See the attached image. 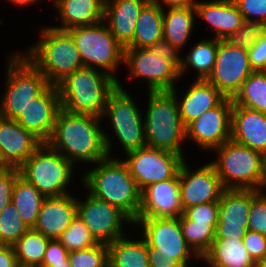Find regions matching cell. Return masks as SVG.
Masks as SVG:
<instances>
[{"instance_id": "cell-1", "label": "cell", "mask_w": 266, "mask_h": 267, "mask_svg": "<svg viewBox=\"0 0 266 267\" xmlns=\"http://www.w3.org/2000/svg\"><path fill=\"white\" fill-rule=\"evenodd\" d=\"M103 118L59 110L53 133L46 142L73 165L76 161L97 163L111 157L109 135L100 127Z\"/></svg>"}, {"instance_id": "cell-2", "label": "cell", "mask_w": 266, "mask_h": 267, "mask_svg": "<svg viewBox=\"0 0 266 267\" xmlns=\"http://www.w3.org/2000/svg\"><path fill=\"white\" fill-rule=\"evenodd\" d=\"M84 188L96 198L119 208L134 223L141 205V191L120 158L107 157L82 176Z\"/></svg>"}, {"instance_id": "cell-3", "label": "cell", "mask_w": 266, "mask_h": 267, "mask_svg": "<svg viewBox=\"0 0 266 267\" xmlns=\"http://www.w3.org/2000/svg\"><path fill=\"white\" fill-rule=\"evenodd\" d=\"M117 86L118 79L105 71L82 67L57 84L61 108L102 118L107 100Z\"/></svg>"}, {"instance_id": "cell-4", "label": "cell", "mask_w": 266, "mask_h": 267, "mask_svg": "<svg viewBox=\"0 0 266 267\" xmlns=\"http://www.w3.org/2000/svg\"><path fill=\"white\" fill-rule=\"evenodd\" d=\"M149 100L143 122L147 147L180 154L186 140V126L179 114L176 95L172 91H148Z\"/></svg>"}, {"instance_id": "cell-5", "label": "cell", "mask_w": 266, "mask_h": 267, "mask_svg": "<svg viewBox=\"0 0 266 267\" xmlns=\"http://www.w3.org/2000/svg\"><path fill=\"white\" fill-rule=\"evenodd\" d=\"M40 33L41 40L30 47L25 56L50 84L57 85L67 75L84 67L75 41L68 31L49 26Z\"/></svg>"}, {"instance_id": "cell-6", "label": "cell", "mask_w": 266, "mask_h": 267, "mask_svg": "<svg viewBox=\"0 0 266 267\" xmlns=\"http://www.w3.org/2000/svg\"><path fill=\"white\" fill-rule=\"evenodd\" d=\"M214 151L218 156L211 163L225 189L265 190L262 153L232 139Z\"/></svg>"}, {"instance_id": "cell-7", "label": "cell", "mask_w": 266, "mask_h": 267, "mask_svg": "<svg viewBox=\"0 0 266 267\" xmlns=\"http://www.w3.org/2000/svg\"><path fill=\"white\" fill-rule=\"evenodd\" d=\"M19 54L12 53L7 61V86L0 104V116L14 120L50 85L44 74Z\"/></svg>"}, {"instance_id": "cell-8", "label": "cell", "mask_w": 266, "mask_h": 267, "mask_svg": "<svg viewBox=\"0 0 266 267\" xmlns=\"http://www.w3.org/2000/svg\"><path fill=\"white\" fill-rule=\"evenodd\" d=\"M179 56L164 45L150 48H125L124 64L130 77L146 80L148 91H171L180 78Z\"/></svg>"}, {"instance_id": "cell-9", "label": "cell", "mask_w": 266, "mask_h": 267, "mask_svg": "<svg viewBox=\"0 0 266 267\" xmlns=\"http://www.w3.org/2000/svg\"><path fill=\"white\" fill-rule=\"evenodd\" d=\"M73 164L61 153L42 143L18 168L20 176L32 184L44 197L69 194Z\"/></svg>"}, {"instance_id": "cell-10", "label": "cell", "mask_w": 266, "mask_h": 267, "mask_svg": "<svg viewBox=\"0 0 266 267\" xmlns=\"http://www.w3.org/2000/svg\"><path fill=\"white\" fill-rule=\"evenodd\" d=\"M68 32L75 41L84 67L102 68L116 78V69L124 63L125 48L116 41L104 21L75 27Z\"/></svg>"}, {"instance_id": "cell-11", "label": "cell", "mask_w": 266, "mask_h": 267, "mask_svg": "<svg viewBox=\"0 0 266 267\" xmlns=\"http://www.w3.org/2000/svg\"><path fill=\"white\" fill-rule=\"evenodd\" d=\"M110 119L114 137L120 141L125 153L147 146L143 132V116L131 95L118 80L117 88L110 94L102 118Z\"/></svg>"}, {"instance_id": "cell-12", "label": "cell", "mask_w": 266, "mask_h": 267, "mask_svg": "<svg viewBox=\"0 0 266 267\" xmlns=\"http://www.w3.org/2000/svg\"><path fill=\"white\" fill-rule=\"evenodd\" d=\"M126 157L123 162L140 191L150 184L173 178L185 160L180 154L147 146L127 153Z\"/></svg>"}, {"instance_id": "cell-13", "label": "cell", "mask_w": 266, "mask_h": 267, "mask_svg": "<svg viewBox=\"0 0 266 267\" xmlns=\"http://www.w3.org/2000/svg\"><path fill=\"white\" fill-rule=\"evenodd\" d=\"M253 72L248 50L217 39V54L211 74L206 79L224 97L233 98Z\"/></svg>"}, {"instance_id": "cell-14", "label": "cell", "mask_w": 266, "mask_h": 267, "mask_svg": "<svg viewBox=\"0 0 266 267\" xmlns=\"http://www.w3.org/2000/svg\"><path fill=\"white\" fill-rule=\"evenodd\" d=\"M141 227L147 247H156L160 255L173 256L183 267L190 258L201 259L187 244L178 218H137L133 223Z\"/></svg>"}, {"instance_id": "cell-15", "label": "cell", "mask_w": 266, "mask_h": 267, "mask_svg": "<svg viewBox=\"0 0 266 267\" xmlns=\"http://www.w3.org/2000/svg\"><path fill=\"white\" fill-rule=\"evenodd\" d=\"M77 215L98 243L109 244L125 236L123 222L128 225L132 220L119 208L100 200L87 192L85 201L77 199Z\"/></svg>"}, {"instance_id": "cell-16", "label": "cell", "mask_w": 266, "mask_h": 267, "mask_svg": "<svg viewBox=\"0 0 266 267\" xmlns=\"http://www.w3.org/2000/svg\"><path fill=\"white\" fill-rule=\"evenodd\" d=\"M232 98L225 97L216 107L207 110L186 126L190 139L203 150H215L231 139Z\"/></svg>"}, {"instance_id": "cell-17", "label": "cell", "mask_w": 266, "mask_h": 267, "mask_svg": "<svg viewBox=\"0 0 266 267\" xmlns=\"http://www.w3.org/2000/svg\"><path fill=\"white\" fill-rule=\"evenodd\" d=\"M179 186L183 210L202 203L219 202L225 190L211 161L194 171L184 160L179 168Z\"/></svg>"}, {"instance_id": "cell-18", "label": "cell", "mask_w": 266, "mask_h": 267, "mask_svg": "<svg viewBox=\"0 0 266 267\" xmlns=\"http://www.w3.org/2000/svg\"><path fill=\"white\" fill-rule=\"evenodd\" d=\"M259 190L225 189L219 200L215 239H243L248 230L251 200Z\"/></svg>"}, {"instance_id": "cell-19", "label": "cell", "mask_w": 266, "mask_h": 267, "mask_svg": "<svg viewBox=\"0 0 266 267\" xmlns=\"http://www.w3.org/2000/svg\"><path fill=\"white\" fill-rule=\"evenodd\" d=\"M61 101L57 85L50 84L25 108L16 121L46 143L54 130Z\"/></svg>"}, {"instance_id": "cell-20", "label": "cell", "mask_w": 266, "mask_h": 267, "mask_svg": "<svg viewBox=\"0 0 266 267\" xmlns=\"http://www.w3.org/2000/svg\"><path fill=\"white\" fill-rule=\"evenodd\" d=\"M182 214L179 171L173 178L150 184L141 191L137 218H178Z\"/></svg>"}, {"instance_id": "cell-21", "label": "cell", "mask_w": 266, "mask_h": 267, "mask_svg": "<svg viewBox=\"0 0 266 267\" xmlns=\"http://www.w3.org/2000/svg\"><path fill=\"white\" fill-rule=\"evenodd\" d=\"M43 142L16 120L0 116V168H19Z\"/></svg>"}, {"instance_id": "cell-22", "label": "cell", "mask_w": 266, "mask_h": 267, "mask_svg": "<svg viewBox=\"0 0 266 267\" xmlns=\"http://www.w3.org/2000/svg\"><path fill=\"white\" fill-rule=\"evenodd\" d=\"M77 215V198L70 193L45 197L37 217L35 230L49 239H58Z\"/></svg>"}, {"instance_id": "cell-23", "label": "cell", "mask_w": 266, "mask_h": 267, "mask_svg": "<svg viewBox=\"0 0 266 267\" xmlns=\"http://www.w3.org/2000/svg\"><path fill=\"white\" fill-rule=\"evenodd\" d=\"M150 0H107L104 19L106 26L124 48L128 47L135 33L138 16Z\"/></svg>"}, {"instance_id": "cell-24", "label": "cell", "mask_w": 266, "mask_h": 267, "mask_svg": "<svg viewBox=\"0 0 266 267\" xmlns=\"http://www.w3.org/2000/svg\"><path fill=\"white\" fill-rule=\"evenodd\" d=\"M231 139L262 154L265 153L266 114L233 104Z\"/></svg>"}, {"instance_id": "cell-25", "label": "cell", "mask_w": 266, "mask_h": 267, "mask_svg": "<svg viewBox=\"0 0 266 267\" xmlns=\"http://www.w3.org/2000/svg\"><path fill=\"white\" fill-rule=\"evenodd\" d=\"M196 16L214 29L215 39L225 40L245 21L233 0L196 1Z\"/></svg>"}, {"instance_id": "cell-26", "label": "cell", "mask_w": 266, "mask_h": 267, "mask_svg": "<svg viewBox=\"0 0 266 267\" xmlns=\"http://www.w3.org/2000/svg\"><path fill=\"white\" fill-rule=\"evenodd\" d=\"M177 99L179 114L185 126L207 110L216 107L225 97L206 79H196L178 101L176 87L171 90Z\"/></svg>"}, {"instance_id": "cell-27", "label": "cell", "mask_w": 266, "mask_h": 267, "mask_svg": "<svg viewBox=\"0 0 266 267\" xmlns=\"http://www.w3.org/2000/svg\"><path fill=\"white\" fill-rule=\"evenodd\" d=\"M62 26L53 28L68 31L75 27L92 25L104 19V0H53Z\"/></svg>"}, {"instance_id": "cell-28", "label": "cell", "mask_w": 266, "mask_h": 267, "mask_svg": "<svg viewBox=\"0 0 266 267\" xmlns=\"http://www.w3.org/2000/svg\"><path fill=\"white\" fill-rule=\"evenodd\" d=\"M163 8V43L165 47L179 55L181 47L191 37L196 10L194 6ZM184 46V47H183Z\"/></svg>"}, {"instance_id": "cell-29", "label": "cell", "mask_w": 266, "mask_h": 267, "mask_svg": "<svg viewBox=\"0 0 266 267\" xmlns=\"http://www.w3.org/2000/svg\"><path fill=\"white\" fill-rule=\"evenodd\" d=\"M163 43V9L151 0L136 21L132 43L126 48H150Z\"/></svg>"}, {"instance_id": "cell-30", "label": "cell", "mask_w": 266, "mask_h": 267, "mask_svg": "<svg viewBox=\"0 0 266 267\" xmlns=\"http://www.w3.org/2000/svg\"><path fill=\"white\" fill-rule=\"evenodd\" d=\"M210 267H255L243 239H214L210 249L200 259Z\"/></svg>"}, {"instance_id": "cell-31", "label": "cell", "mask_w": 266, "mask_h": 267, "mask_svg": "<svg viewBox=\"0 0 266 267\" xmlns=\"http://www.w3.org/2000/svg\"><path fill=\"white\" fill-rule=\"evenodd\" d=\"M108 261L109 267H149L147 243L123 236L108 244Z\"/></svg>"}, {"instance_id": "cell-32", "label": "cell", "mask_w": 266, "mask_h": 267, "mask_svg": "<svg viewBox=\"0 0 266 267\" xmlns=\"http://www.w3.org/2000/svg\"><path fill=\"white\" fill-rule=\"evenodd\" d=\"M44 196L20 175L16 178L12 202L18 209L22 220L29 228H33L37 221Z\"/></svg>"}, {"instance_id": "cell-33", "label": "cell", "mask_w": 266, "mask_h": 267, "mask_svg": "<svg viewBox=\"0 0 266 267\" xmlns=\"http://www.w3.org/2000/svg\"><path fill=\"white\" fill-rule=\"evenodd\" d=\"M217 54V39H202L190 49L185 58L179 56L180 76L185 70L193 68L197 71V79H207L211 74Z\"/></svg>"}, {"instance_id": "cell-34", "label": "cell", "mask_w": 266, "mask_h": 267, "mask_svg": "<svg viewBox=\"0 0 266 267\" xmlns=\"http://www.w3.org/2000/svg\"><path fill=\"white\" fill-rule=\"evenodd\" d=\"M50 240L34 228H29L12 245L19 267H41Z\"/></svg>"}, {"instance_id": "cell-35", "label": "cell", "mask_w": 266, "mask_h": 267, "mask_svg": "<svg viewBox=\"0 0 266 267\" xmlns=\"http://www.w3.org/2000/svg\"><path fill=\"white\" fill-rule=\"evenodd\" d=\"M232 100L233 104L266 114V71H253Z\"/></svg>"}, {"instance_id": "cell-36", "label": "cell", "mask_w": 266, "mask_h": 267, "mask_svg": "<svg viewBox=\"0 0 266 267\" xmlns=\"http://www.w3.org/2000/svg\"><path fill=\"white\" fill-rule=\"evenodd\" d=\"M179 222L187 244L202 258L215 239L217 224L201 223L190 219H179Z\"/></svg>"}, {"instance_id": "cell-37", "label": "cell", "mask_w": 266, "mask_h": 267, "mask_svg": "<svg viewBox=\"0 0 266 267\" xmlns=\"http://www.w3.org/2000/svg\"><path fill=\"white\" fill-rule=\"evenodd\" d=\"M28 229L18 209L10 202L0 213V243L12 246Z\"/></svg>"}, {"instance_id": "cell-38", "label": "cell", "mask_w": 266, "mask_h": 267, "mask_svg": "<svg viewBox=\"0 0 266 267\" xmlns=\"http://www.w3.org/2000/svg\"><path fill=\"white\" fill-rule=\"evenodd\" d=\"M58 241L69 252L91 248L98 244L78 215H76L70 226L61 234Z\"/></svg>"}, {"instance_id": "cell-39", "label": "cell", "mask_w": 266, "mask_h": 267, "mask_svg": "<svg viewBox=\"0 0 266 267\" xmlns=\"http://www.w3.org/2000/svg\"><path fill=\"white\" fill-rule=\"evenodd\" d=\"M71 267H109L108 245L98 243L97 245L68 253Z\"/></svg>"}, {"instance_id": "cell-40", "label": "cell", "mask_w": 266, "mask_h": 267, "mask_svg": "<svg viewBox=\"0 0 266 267\" xmlns=\"http://www.w3.org/2000/svg\"><path fill=\"white\" fill-rule=\"evenodd\" d=\"M265 29V24L244 22L225 40L233 46H239L248 50L260 39Z\"/></svg>"}, {"instance_id": "cell-41", "label": "cell", "mask_w": 266, "mask_h": 267, "mask_svg": "<svg viewBox=\"0 0 266 267\" xmlns=\"http://www.w3.org/2000/svg\"><path fill=\"white\" fill-rule=\"evenodd\" d=\"M248 230L266 236V193L263 190L251 200Z\"/></svg>"}, {"instance_id": "cell-42", "label": "cell", "mask_w": 266, "mask_h": 267, "mask_svg": "<svg viewBox=\"0 0 266 267\" xmlns=\"http://www.w3.org/2000/svg\"><path fill=\"white\" fill-rule=\"evenodd\" d=\"M218 215L219 202H210L185 208L179 219H190L201 223L217 224Z\"/></svg>"}, {"instance_id": "cell-43", "label": "cell", "mask_w": 266, "mask_h": 267, "mask_svg": "<svg viewBox=\"0 0 266 267\" xmlns=\"http://www.w3.org/2000/svg\"><path fill=\"white\" fill-rule=\"evenodd\" d=\"M245 22L266 25V0H233Z\"/></svg>"}, {"instance_id": "cell-44", "label": "cell", "mask_w": 266, "mask_h": 267, "mask_svg": "<svg viewBox=\"0 0 266 267\" xmlns=\"http://www.w3.org/2000/svg\"><path fill=\"white\" fill-rule=\"evenodd\" d=\"M19 175L17 168H0V213L12 202L13 187Z\"/></svg>"}, {"instance_id": "cell-45", "label": "cell", "mask_w": 266, "mask_h": 267, "mask_svg": "<svg viewBox=\"0 0 266 267\" xmlns=\"http://www.w3.org/2000/svg\"><path fill=\"white\" fill-rule=\"evenodd\" d=\"M243 242L255 263L266 256V236L247 230Z\"/></svg>"}, {"instance_id": "cell-46", "label": "cell", "mask_w": 266, "mask_h": 267, "mask_svg": "<svg viewBox=\"0 0 266 267\" xmlns=\"http://www.w3.org/2000/svg\"><path fill=\"white\" fill-rule=\"evenodd\" d=\"M248 55L253 71H266V29L260 39L248 49Z\"/></svg>"}, {"instance_id": "cell-47", "label": "cell", "mask_w": 266, "mask_h": 267, "mask_svg": "<svg viewBox=\"0 0 266 267\" xmlns=\"http://www.w3.org/2000/svg\"><path fill=\"white\" fill-rule=\"evenodd\" d=\"M149 267H183L173 256L160 255L156 247H148Z\"/></svg>"}, {"instance_id": "cell-48", "label": "cell", "mask_w": 266, "mask_h": 267, "mask_svg": "<svg viewBox=\"0 0 266 267\" xmlns=\"http://www.w3.org/2000/svg\"><path fill=\"white\" fill-rule=\"evenodd\" d=\"M68 253L69 251L58 241V239H52L48 243L43 262L67 261Z\"/></svg>"}, {"instance_id": "cell-49", "label": "cell", "mask_w": 266, "mask_h": 267, "mask_svg": "<svg viewBox=\"0 0 266 267\" xmlns=\"http://www.w3.org/2000/svg\"><path fill=\"white\" fill-rule=\"evenodd\" d=\"M0 267H19L13 246L0 243Z\"/></svg>"}, {"instance_id": "cell-50", "label": "cell", "mask_w": 266, "mask_h": 267, "mask_svg": "<svg viewBox=\"0 0 266 267\" xmlns=\"http://www.w3.org/2000/svg\"><path fill=\"white\" fill-rule=\"evenodd\" d=\"M153 3L159 5L163 9L167 6V8H177V7H188L194 6L196 4V0H151ZM163 4V5H162Z\"/></svg>"}, {"instance_id": "cell-51", "label": "cell", "mask_w": 266, "mask_h": 267, "mask_svg": "<svg viewBox=\"0 0 266 267\" xmlns=\"http://www.w3.org/2000/svg\"><path fill=\"white\" fill-rule=\"evenodd\" d=\"M41 267H71L69 260L58 262H42Z\"/></svg>"}, {"instance_id": "cell-52", "label": "cell", "mask_w": 266, "mask_h": 267, "mask_svg": "<svg viewBox=\"0 0 266 267\" xmlns=\"http://www.w3.org/2000/svg\"><path fill=\"white\" fill-rule=\"evenodd\" d=\"M10 3L12 4H16L19 6H25V5H29L32 4L34 2H37L38 0H8Z\"/></svg>"}, {"instance_id": "cell-53", "label": "cell", "mask_w": 266, "mask_h": 267, "mask_svg": "<svg viewBox=\"0 0 266 267\" xmlns=\"http://www.w3.org/2000/svg\"><path fill=\"white\" fill-rule=\"evenodd\" d=\"M264 187L266 188V152L262 154Z\"/></svg>"}, {"instance_id": "cell-54", "label": "cell", "mask_w": 266, "mask_h": 267, "mask_svg": "<svg viewBox=\"0 0 266 267\" xmlns=\"http://www.w3.org/2000/svg\"><path fill=\"white\" fill-rule=\"evenodd\" d=\"M255 267H266V256L263 259L257 261Z\"/></svg>"}]
</instances>
